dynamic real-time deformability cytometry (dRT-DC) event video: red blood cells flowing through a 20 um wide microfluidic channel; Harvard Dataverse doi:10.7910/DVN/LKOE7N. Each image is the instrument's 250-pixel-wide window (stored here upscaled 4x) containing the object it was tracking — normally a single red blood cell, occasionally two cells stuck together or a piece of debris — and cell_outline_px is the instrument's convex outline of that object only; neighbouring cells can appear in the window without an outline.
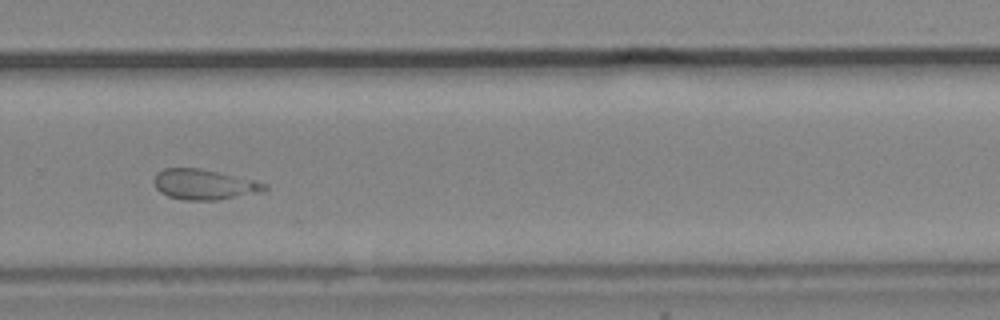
{"species": "common noctule bat (a hibernating species)", "species_latin": "Nyctalus noctula", "temperature_condition": "cold", "stored_images_in_passage": 37, "camera_frame_rate_fps": 3000, "um_per_image_px": 0.085, "animal": {"sex": "male", "body_mass_g": 19.2, "forearm_length_mm": 51.8}, "frame": {"image": 1, "passage_image": 24, "time_ms": 7.667, "image_size_px": [1000, 320], "cell_outline_px": [[268, 188], [264, 192], [216, 200], [184, 200], [168, 196], [160, 192], [156, 188], [152, 180], [156, 172], [164, 168], [200, 168], [220, 172], [256, 180], [268, 184]], "centroid_in_image_um": [17.37, 15.67], "position_along_channel_um": 312.4, "area_um2": 19.88}}